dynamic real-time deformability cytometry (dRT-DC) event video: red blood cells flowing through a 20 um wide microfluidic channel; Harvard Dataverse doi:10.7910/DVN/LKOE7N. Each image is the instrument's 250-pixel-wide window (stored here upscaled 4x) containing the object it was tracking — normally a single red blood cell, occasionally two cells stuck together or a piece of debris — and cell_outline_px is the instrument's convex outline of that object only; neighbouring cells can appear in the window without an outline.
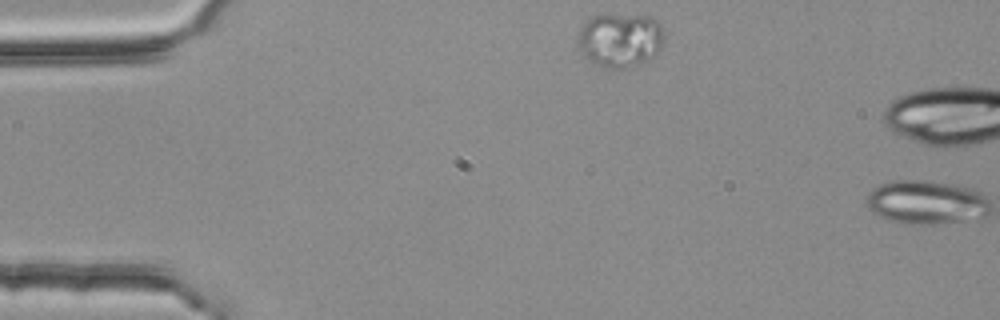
{"species": "common noctule bat (a hibernating species)", "species_latin": "Nyctalus noctula", "temperature_condition": "room temperature", "stored_images_in_passage": 2, "segment_of_instrument_passage": [1, 2], "camera_frame_rate_fps": 3000, "um_per_image_px": 0.085, "animal": {"sex": "female", "body_mass_g": 25.1}, "frame": {"image": 1, "passage_image": 1, "time_ms": 0.0, "image_size_px": [1000, 320], "cell_outline_px": [[664, 44], [652, 56], [640, 64], [624, 68], [604, 68], [588, 60], [576, 48], [576, 36], [580, 28], [592, 16], [652, 16], [664, 28]], "centroid_in_image_um": [52.68, 3.42], "position_along_channel_um": 32.3, "area_um2": 27.4}}